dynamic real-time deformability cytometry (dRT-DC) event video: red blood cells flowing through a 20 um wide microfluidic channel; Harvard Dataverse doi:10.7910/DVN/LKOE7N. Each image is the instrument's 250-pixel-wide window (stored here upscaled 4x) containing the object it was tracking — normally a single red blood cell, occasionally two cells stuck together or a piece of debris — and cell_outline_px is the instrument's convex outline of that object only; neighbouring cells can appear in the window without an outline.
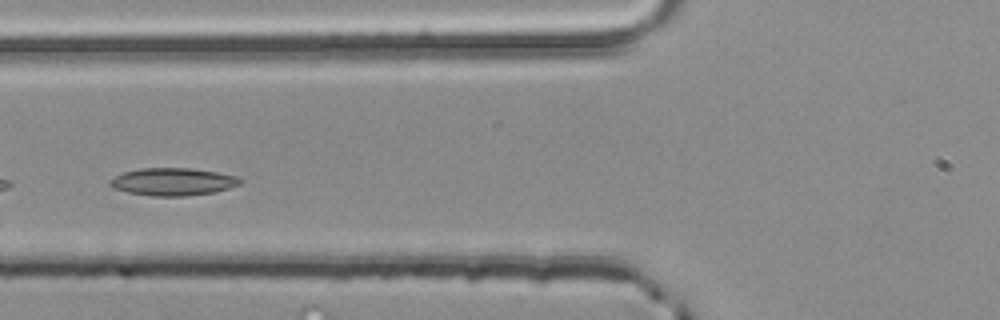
{"species": "common noctule bat (a hibernating species)", "species_latin": "Nyctalus noctula", "temperature_condition": "room temperature", "stored_images_in_passage": 4, "camera_frame_rate_fps": 3000, "um_per_image_px": 0.085, "animal": {"sex": "male", "body_mass_g": 20.4}, "frame": {"image": 1, "passage_image": 4, "time_ms": 1.0, "image_size_px": [1000, 320], "cell_outline_px": [[244, 180], [240, 184], [228, 188], [212, 192], [184, 196], [152, 196], [128, 192], [112, 188], [108, 184], [116, 176], [124, 172], [140, 168], [192, 168], [216, 172], [236, 176]], "centroid_in_image_um": [14.7, 15.44], "position_along_channel_um": 111.1, "area_um2": 20.75}}